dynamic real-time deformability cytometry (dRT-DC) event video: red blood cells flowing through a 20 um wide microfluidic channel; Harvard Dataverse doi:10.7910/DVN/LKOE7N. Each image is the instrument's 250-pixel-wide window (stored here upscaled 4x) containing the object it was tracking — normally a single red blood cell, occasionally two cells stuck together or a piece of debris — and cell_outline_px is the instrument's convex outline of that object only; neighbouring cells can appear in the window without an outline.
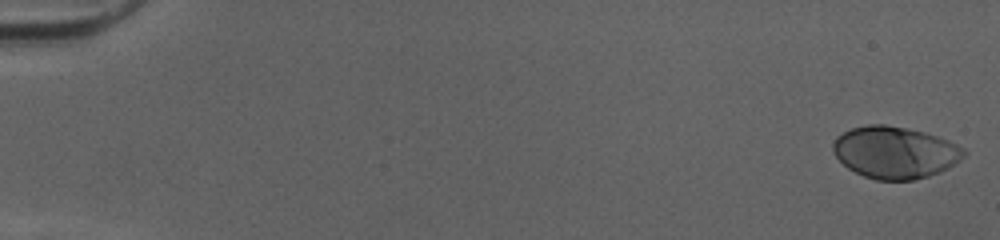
{"species": "human", "species_latin": "Homo sapiens", "temperature_condition": "cold", "stored_images_in_passage": 51, "camera_frame_rate_fps": 3000, "um_per_image_px": 0.085, "donor": {"sex": "female"}, "frame": {"image": 1, "passage_image": 1, "time_ms": 0.0, "image_size_px": [1000, 240], "cell_outline_px": [[968, 152], [960, 160], [948, 168], [940, 172], [928, 176], [912, 180], [876, 180], [864, 176], [848, 168], [832, 152], [832, 144], [836, 136], [852, 128], [868, 124], [884, 124], [924, 132], [948, 140], [964, 148]], "centroid_in_image_um": [76.07, 12.95], "position_along_channel_um": 8.9, "area_um2": 39.59}}
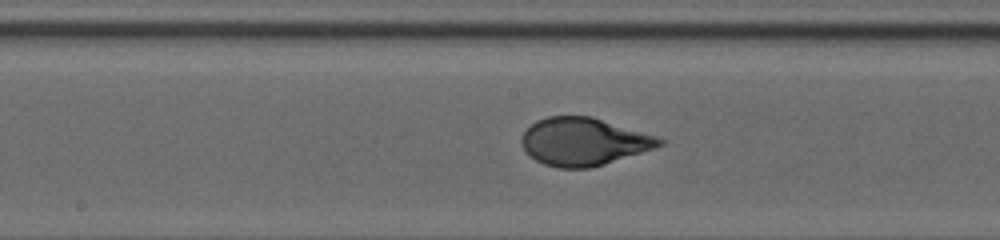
{"frame": {"image": 2, "passage_image": 28, "time_ms": 9.0, "image_size_px": [1000, 240], "cell_outline_px": [[664, 144], [604, 164], [588, 168], [556, 168], [544, 164], [536, 160], [524, 148], [520, 140], [520, 136], [536, 120], [548, 116], [592, 116], [656, 136], [664, 140]], "centroid_in_image_um": [49.57, 12.03], "position_along_channel_um": 198.6, "area_um2": 37.92}}
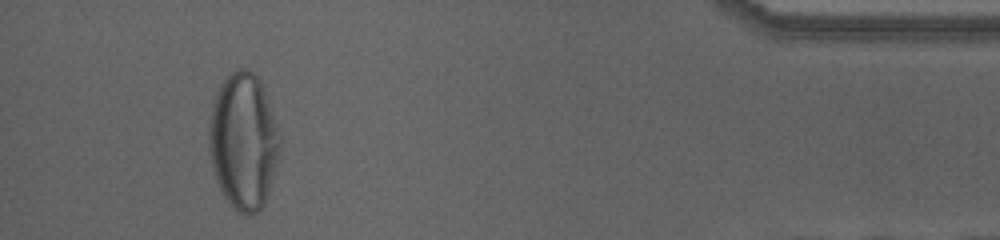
{"frame": {"image": 3, "passage_image": 48, "time_ms": 15.667, "image_size_px": [1000, 240], "cell_outline_px": [[280, 156], [268, 192], [260, 208], [256, 212], [248, 216], [232, 208], [224, 196], [216, 180], [212, 168], [208, 152], [208, 128], [212, 104], [216, 92], [220, 84], [236, 68], [244, 68], [252, 72], [260, 80], [276, 124], [280, 136]], "centroid_in_image_um": [20.66, 12.01], "position_along_channel_um": 414.5, "area_um2": 56.36}, "authors_computed_cell_mechanics": {"area_um2": 38.7838, "velocity_mm_per_s": 4.0533, "shape_relaxation_time_tau1_ms": 3.7934, "shape_relaxation_time_tau2_ms": null, "deformation_change_tau1": 0.196, "deformation_change_tau2": null}}